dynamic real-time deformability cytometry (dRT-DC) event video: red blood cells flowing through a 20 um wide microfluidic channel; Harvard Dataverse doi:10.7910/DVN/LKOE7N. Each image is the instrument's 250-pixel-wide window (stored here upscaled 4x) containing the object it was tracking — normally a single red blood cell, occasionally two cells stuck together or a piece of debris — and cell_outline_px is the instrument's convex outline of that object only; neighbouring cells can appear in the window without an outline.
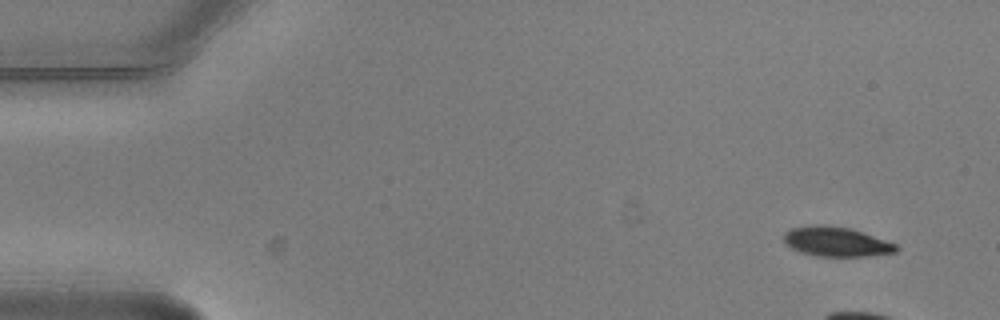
{"species": "common noctule bat (a hibernating species)", "species_latin": "Nyctalus noctula", "temperature_condition": "warm", "stored_images_in_passage": 4, "camera_frame_rate_fps": 3000, "um_per_image_px": 0.085, "animal": {"sex": "male", "body_mass_g": 20.5, "forearm_length_mm": 52.5}, "frame": {"image": 1, "passage_image": 1, "time_ms": 0.0, "image_size_px": [1000, 320], "cell_outline_px": [[900, 248], [896, 252], [868, 256], [816, 256], [800, 252], [784, 244], [784, 232], [792, 228], [816, 224], [824, 224], [848, 228], [896, 244]], "centroid_in_image_um": [71.04, 20.55], "position_along_channel_um": 14.0, "area_um2": 19.25}}